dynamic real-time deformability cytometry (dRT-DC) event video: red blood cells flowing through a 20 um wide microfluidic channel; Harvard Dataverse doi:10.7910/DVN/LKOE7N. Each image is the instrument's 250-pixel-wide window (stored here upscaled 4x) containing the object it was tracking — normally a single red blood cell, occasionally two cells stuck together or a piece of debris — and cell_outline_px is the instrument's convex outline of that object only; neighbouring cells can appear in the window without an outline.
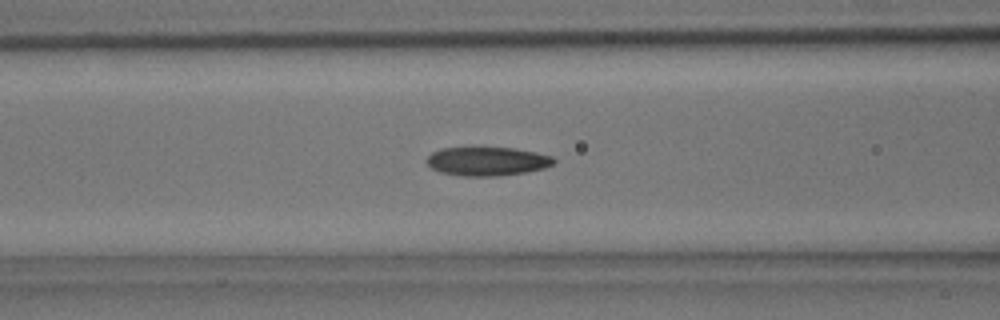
{"species": "common noctule bat (a hibernating species)", "species_latin": "Nyctalus noctula", "temperature_condition": "room temperature", "stored_images_in_passage": 32, "camera_frame_rate_fps": 3000, "um_per_image_px": 0.085, "animal": {"sex": "male", "body_mass_g": 15.6}, "frame": {"image": 1, "passage_image": 5, "time_ms": 1.333, "image_size_px": [1000, 320], "cell_outline_px": [[556, 160], [552, 164], [544, 168], [528, 172], [500, 176], [464, 176], [440, 172], [432, 168], [428, 164], [428, 156], [432, 152], [444, 148], [512, 148], [536, 152], [552, 156]], "centroid_in_image_um": [41.44, 13.72], "position_along_channel_um": 125.2, "area_um2": 21.15}}
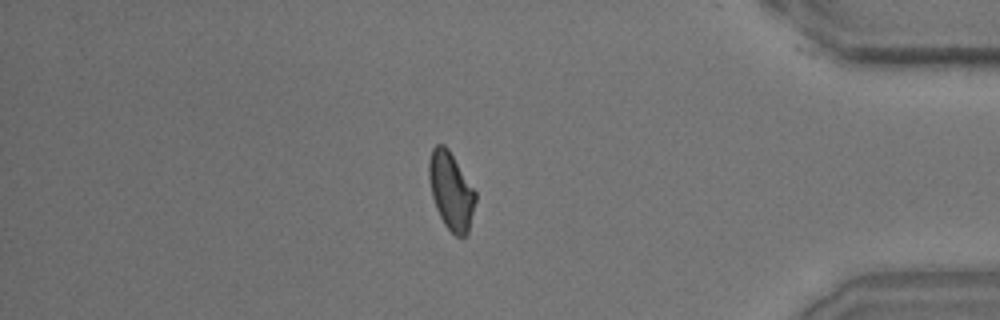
{"frame": {"image": 2, "passage_image": 26, "time_ms": 8.333, "image_size_px": [1000, 320], "cell_outline_px": [[476, 200], [468, 232], [464, 236], [456, 236], [444, 224], [436, 208], [432, 196], [428, 176], [428, 160], [432, 148], [436, 144], [444, 144], [448, 148], [476, 192]], "centroid_in_image_um": [38.32, 16.2], "position_along_channel_um": 396.9, "area_um2": 20.92}}
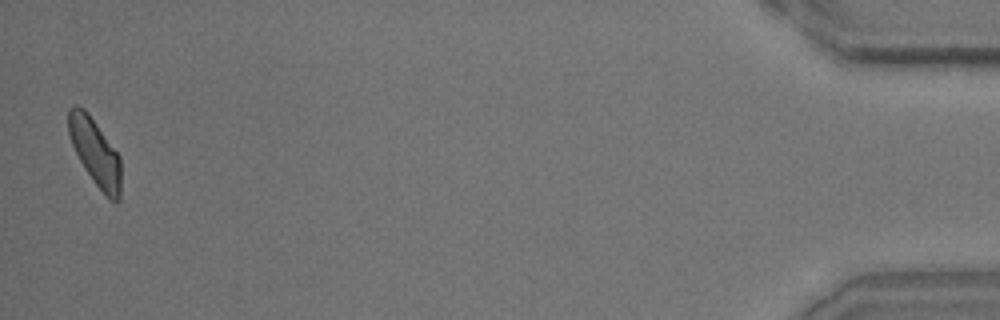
{"frame": {"image": 3, "passage_image": 32, "time_ms": 10.333, "image_size_px": [1000, 320], "cell_outline_px": [[120, 200], [108, 200], [96, 184], [80, 160], [72, 144], [68, 132], [68, 108], [72, 104], [76, 104], [84, 108], [88, 112], [120, 156]], "centroid_in_image_um": [8.08, 12.89], "position_along_channel_um": 427.1, "area_um2": 20.29}}